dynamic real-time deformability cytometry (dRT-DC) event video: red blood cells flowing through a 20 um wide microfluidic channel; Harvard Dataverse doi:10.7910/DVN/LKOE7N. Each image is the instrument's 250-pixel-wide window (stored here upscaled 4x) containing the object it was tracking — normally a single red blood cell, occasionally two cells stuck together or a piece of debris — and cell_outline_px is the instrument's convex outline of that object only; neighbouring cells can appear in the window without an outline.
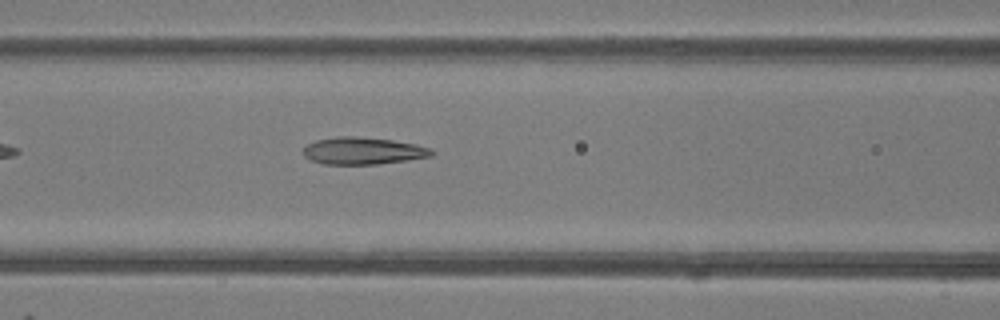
{"species": "common noctule bat (a hibernating species)", "species_latin": "Nyctalus noctula", "temperature_condition": "room temperature", "stored_images_in_passage": 22, "camera_frame_rate_fps": 3000, "um_per_image_px": 0.085, "animal": {"sex": "female"}, "frame": {"image": 1, "passage_image": 7, "time_ms": 2.0, "image_size_px": [1000, 320], "cell_outline_px": [[436, 152], [432, 156], [408, 160], [376, 164], [324, 164], [312, 160], [304, 156], [304, 148], [308, 144], [316, 140], [336, 136], [356, 136], [392, 140], [416, 144], [432, 148]], "centroid_in_image_um": [30.9, 12.81], "position_along_channel_um": 135.7, "area_um2": 20.35}}
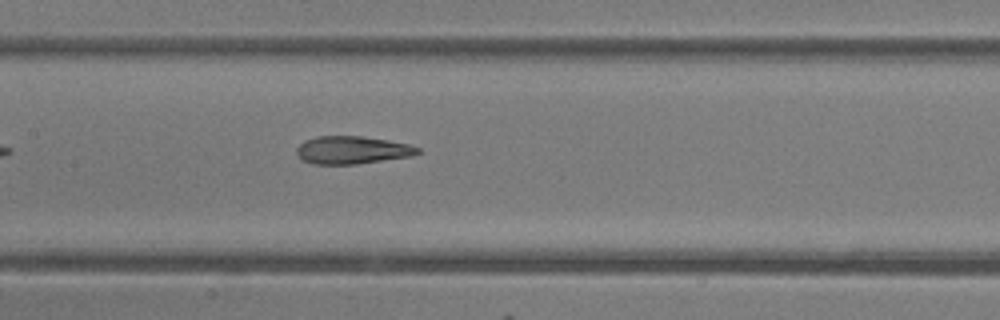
{"frame": {"image": 2, "passage_image": 10, "time_ms": 3.0, "image_size_px": [1000, 320], "cell_outline_px": [[420, 152], [412, 156], [356, 164], [312, 164], [300, 160], [296, 152], [296, 148], [304, 140], [316, 136], [360, 136], [388, 140], [412, 144], [420, 148]], "centroid_in_image_um": [29.92, 12.75], "position_along_channel_um": 177.5, "area_um2": 19.83}}
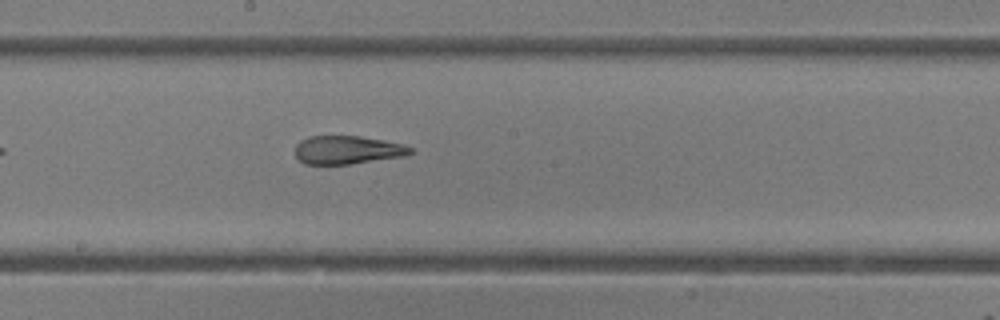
{"frame": {"image": 3, "passage_image": 13, "time_ms": 4.0, "image_size_px": [1000, 320], "cell_outline_px": [[416, 152], [404, 156], [348, 164], [304, 164], [296, 156], [296, 144], [300, 140], [308, 136], [360, 136], [384, 140], [404, 144], [412, 148]], "centroid_in_image_um": [29.55, 12.73], "position_along_channel_um": 218.7, "area_um2": 19.07}}